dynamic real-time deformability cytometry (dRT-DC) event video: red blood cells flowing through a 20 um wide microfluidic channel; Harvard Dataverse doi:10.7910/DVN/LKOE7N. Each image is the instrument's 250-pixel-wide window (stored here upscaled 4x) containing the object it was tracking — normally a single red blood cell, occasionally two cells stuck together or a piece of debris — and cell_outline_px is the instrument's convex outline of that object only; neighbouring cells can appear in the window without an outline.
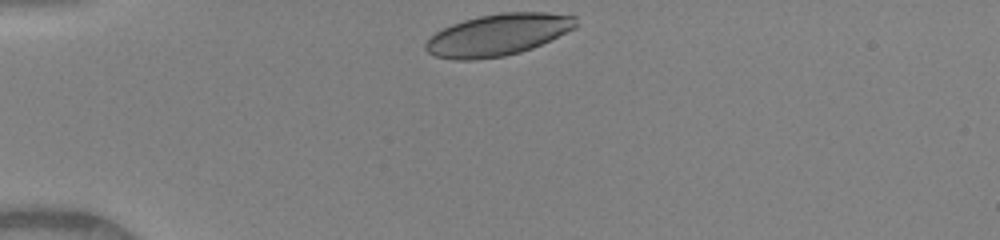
{"species": "human", "species_latin": "Homo sapiens", "temperature_condition": "warm", "stored_images_in_passage": 32, "camera_frame_rate_fps": 3000, "um_per_image_px": 0.085, "donor": {"sex": "female"}, "frame": {"image": 1, "passage_image": 1, "time_ms": 0.0, "image_size_px": [1000, 240], "cell_outline_px": [[580, 24], [576, 28], [532, 48], [520, 52], [504, 56], [476, 60], [456, 60], [436, 56], [428, 52], [424, 48], [424, 44], [436, 32], [452, 24], [464, 20], [480, 16], [504, 12], [544, 12], [576, 16]], "centroid_in_image_um": [42.36, 2.96], "position_along_channel_um": 42.6, "area_um2": 36.53}}
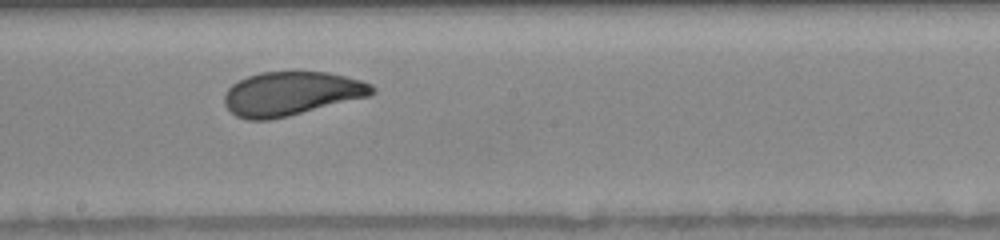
{"frame": {"image": 2, "passage_image": 17, "time_ms": 5.333, "image_size_px": [1000, 240], "cell_outline_px": [[376, 92], [368, 96], [288, 116], [268, 120], [248, 120], [236, 116], [224, 104], [224, 96], [228, 88], [232, 84], [248, 76], [260, 72], [328, 72], [360, 80], [372, 84], [376, 88]], "centroid_in_image_um": [24.75, 7.95], "position_along_channel_um": 223.5, "area_um2": 37.51}}
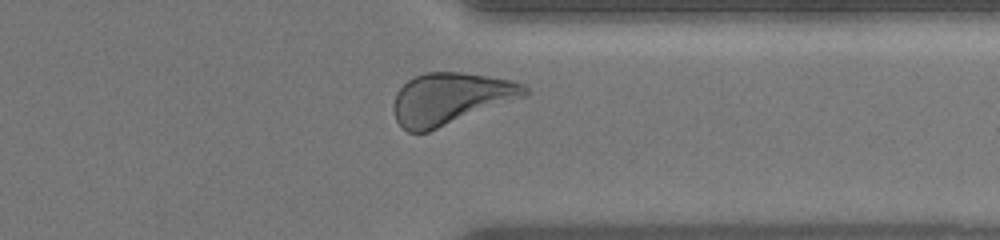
{"frame": {"image": 3, "passage_image": 28, "time_ms": 9.0, "image_size_px": [1000, 240], "cell_outline_px": [[528, 96], [428, 132], [408, 132], [396, 120], [392, 108], [396, 92], [408, 80], [424, 72], [460, 72], [488, 76], [512, 80], [524, 84], [528, 88]], "centroid_in_image_um": [38.32, 8.38], "position_along_channel_um": 373.1, "area_um2": 39.71}, "authors_computed_cell_mechanics": {"area_um2": 38.0035, "velocity_mm_per_s": 4.084, "shape_relaxation_time_tau1_ms": 2.4656, "shape_relaxation_time_tau2_ms": 0.7695, "deformation_change_tau1": 0.1382, "deformation_change_tau2": 0.0549}}